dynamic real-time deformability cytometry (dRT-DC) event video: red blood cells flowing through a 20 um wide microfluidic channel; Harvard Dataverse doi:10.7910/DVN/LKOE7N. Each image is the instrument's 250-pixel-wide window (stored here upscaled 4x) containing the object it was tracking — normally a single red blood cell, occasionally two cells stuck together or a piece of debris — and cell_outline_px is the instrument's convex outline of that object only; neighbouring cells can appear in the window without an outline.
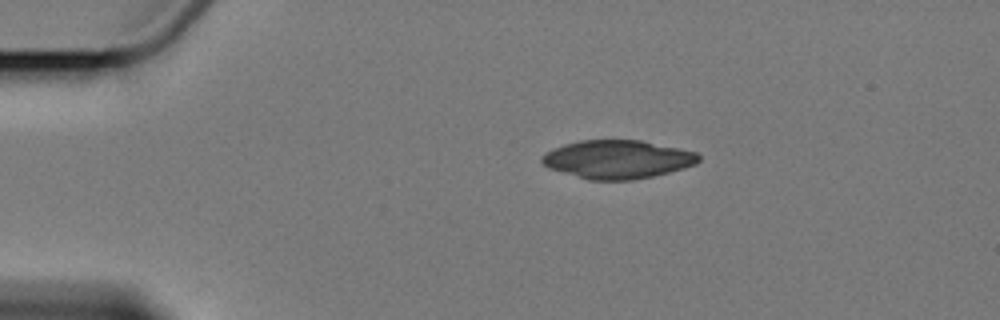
{"species": "Egyptian fruit bat (a non-hibernating species)", "species_latin": "Rousettus aegyptiacus", "temperature_condition": "cold", "stored_images_in_passage": 4, "camera_frame_rate_fps": 3000, "um_per_image_px": 0.085, "animal": {"sex": "female"}, "frame": {"image": 1, "passage_image": 1, "time_ms": 0.0, "image_size_px": [1000, 320], "cell_outline_px": [[700, 160], [696, 164], [684, 168], [652, 176], [632, 180], [588, 180], [548, 168], [540, 160], [552, 148], [564, 144], [580, 140], [640, 140], [696, 152], [700, 156]], "centroid_in_image_um": [52.48, 13.55], "position_along_channel_um": 32.5, "area_um2": 34.91}}